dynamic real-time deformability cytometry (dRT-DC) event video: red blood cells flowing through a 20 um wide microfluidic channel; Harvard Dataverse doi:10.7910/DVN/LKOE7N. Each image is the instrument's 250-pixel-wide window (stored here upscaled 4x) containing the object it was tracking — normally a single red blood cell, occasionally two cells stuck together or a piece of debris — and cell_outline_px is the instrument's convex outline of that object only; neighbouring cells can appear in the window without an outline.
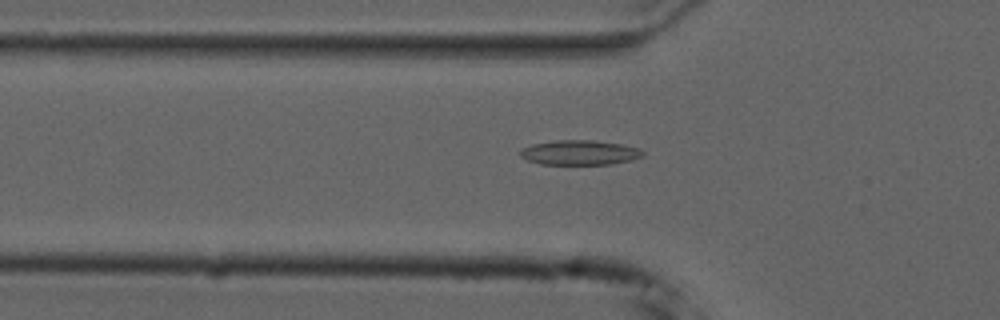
{"species": "common noctule bat (a hibernating species)", "species_latin": "Nyctalus noctula", "temperature_condition": "cold", "stored_images_in_passage": 52, "camera_frame_rate_fps": 3000, "um_per_image_px": 0.085, "animal": {"sex": "male", "forearm_length_mm": 52.5}, "frame": {"image": 1, "passage_image": 16, "time_ms": 5.0, "image_size_px": [1000, 320], "cell_outline_px": [[644, 156], [632, 160], [608, 164], [540, 164], [528, 160], [520, 156], [520, 148], [532, 144], [556, 140], [592, 140], [620, 144], [640, 148], [644, 152]], "centroid_in_image_um": [49.27, 12.96], "position_along_channel_um": 76.5, "area_um2": 17.69}}
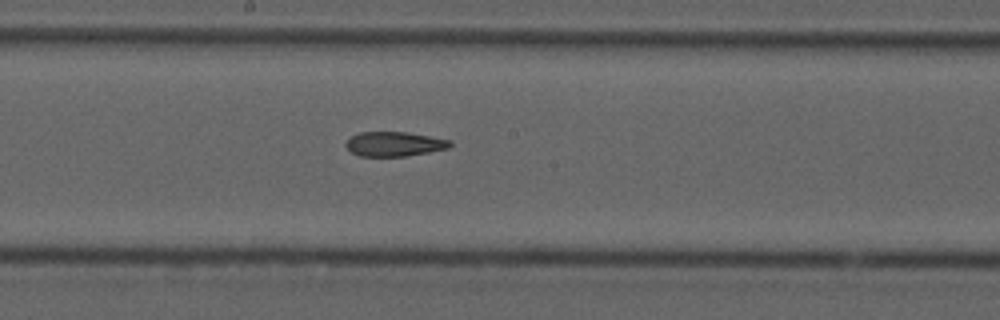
{"frame": {"image": 2, "passage_image": 27, "time_ms": 8.667, "image_size_px": [1000, 320], "cell_outline_px": [[452, 144], [448, 148], [428, 152], [404, 156], [360, 156], [352, 152], [344, 144], [352, 136], [360, 132], [408, 132], [452, 140]], "centroid_in_image_um": [33.53, 12.23], "position_along_channel_um": 214.7, "area_um2": 14.8}}
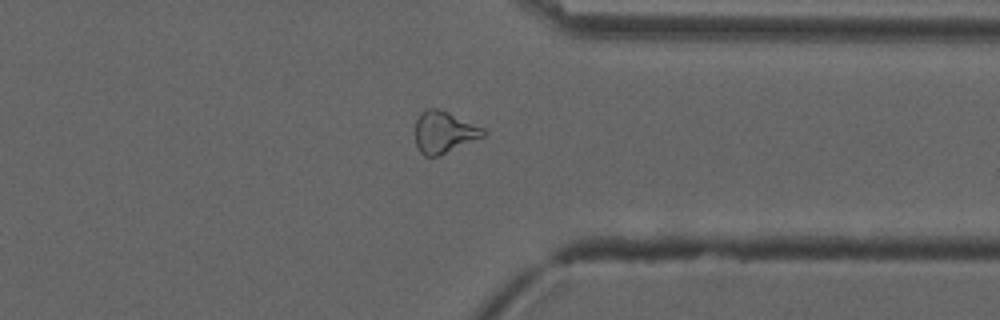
{"frame": {"image": 3, "passage_image": 40, "time_ms": 13.0, "image_size_px": [1000, 320], "cell_outline_px": [[488, 132], [484, 136], [436, 156], [424, 156], [420, 152], [416, 144], [416, 120], [420, 112], [428, 108], [440, 108], [484, 128]], "centroid_in_image_um": [37.73, 11.2], "position_along_channel_um": 373.7, "area_um2": 16.42}, "authors_computed_cell_mechanics": {"area_um2": 16.6464, "velocity_mm_per_s": 3.7597, "shape_relaxation_time_tau1_ms": null, "shape_relaxation_time_tau2_ms": 6.4614, "deformation_change_tau1": null, "deformation_change_tau2": 0.1477}}